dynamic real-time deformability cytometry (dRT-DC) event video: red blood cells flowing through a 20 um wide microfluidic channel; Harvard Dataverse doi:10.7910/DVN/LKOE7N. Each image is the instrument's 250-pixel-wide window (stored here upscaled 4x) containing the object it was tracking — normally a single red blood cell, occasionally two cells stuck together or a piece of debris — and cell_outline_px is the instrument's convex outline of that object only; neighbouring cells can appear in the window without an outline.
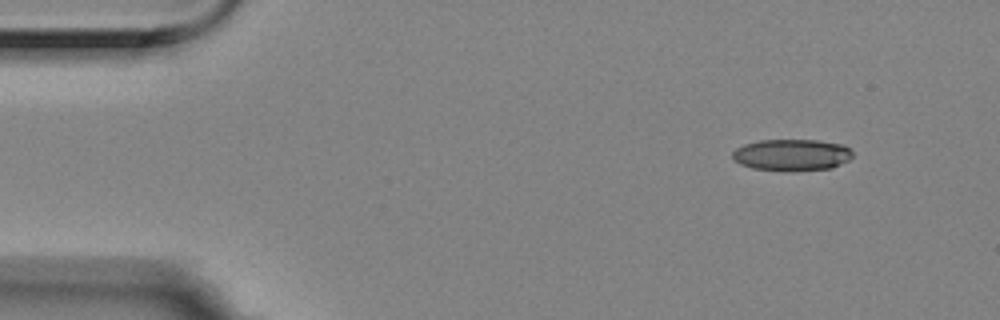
{"species": "Egyptian fruit bat (a non-hibernating species)", "species_latin": "Rousettus aegyptiacus", "temperature_condition": "room temperature", "stored_images_in_passage": 7, "camera_frame_rate_fps": 3000, "um_per_image_px": 0.085, "animal": {"sex": "female"}, "frame": {"image": 1, "passage_image": 1, "time_ms": 0.0, "image_size_px": [1000, 320], "cell_outline_px": [[852, 156], [848, 160], [832, 168], [792, 172], [784, 172], [752, 168], [740, 164], [732, 156], [732, 152], [736, 148], [744, 144], [760, 140], [816, 140], [844, 144], [852, 152]], "centroid_in_image_um": [67.3, 13.18], "position_along_channel_um": 17.7, "area_um2": 22.43}}